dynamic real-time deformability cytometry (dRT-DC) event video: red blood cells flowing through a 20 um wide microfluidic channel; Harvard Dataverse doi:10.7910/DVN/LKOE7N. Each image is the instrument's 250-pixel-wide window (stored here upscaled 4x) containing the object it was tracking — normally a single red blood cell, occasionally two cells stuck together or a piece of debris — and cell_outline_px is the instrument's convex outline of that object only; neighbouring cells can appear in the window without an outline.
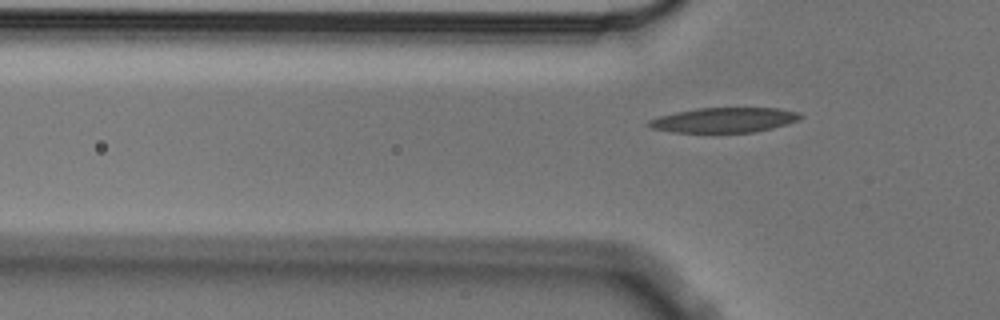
{"species": "Egyptian fruit bat (a non-hibernating species)", "species_latin": "Rousettus aegyptiacus", "temperature_condition": "cold", "stored_images_in_passage": 6, "segment_of_instrument_passage": [2, 2], "camera_frame_rate_fps": 3000, "um_per_image_px": 0.085, "animal": {"sex": "male"}, "frame": {"image": 1, "passage_image": 6, "time_ms": 1.667, "image_size_px": [1000, 320], "cell_outline_px": [[804, 116], [788, 124], [772, 128], [752, 132], [672, 132], [652, 128], [644, 124], [648, 120], [660, 116], [676, 112], [696, 108], [780, 108], [800, 112]], "centroid_in_image_um": [61.55, 10.19], "position_along_channel_um": 64.2, "area_um2": 22.02}}